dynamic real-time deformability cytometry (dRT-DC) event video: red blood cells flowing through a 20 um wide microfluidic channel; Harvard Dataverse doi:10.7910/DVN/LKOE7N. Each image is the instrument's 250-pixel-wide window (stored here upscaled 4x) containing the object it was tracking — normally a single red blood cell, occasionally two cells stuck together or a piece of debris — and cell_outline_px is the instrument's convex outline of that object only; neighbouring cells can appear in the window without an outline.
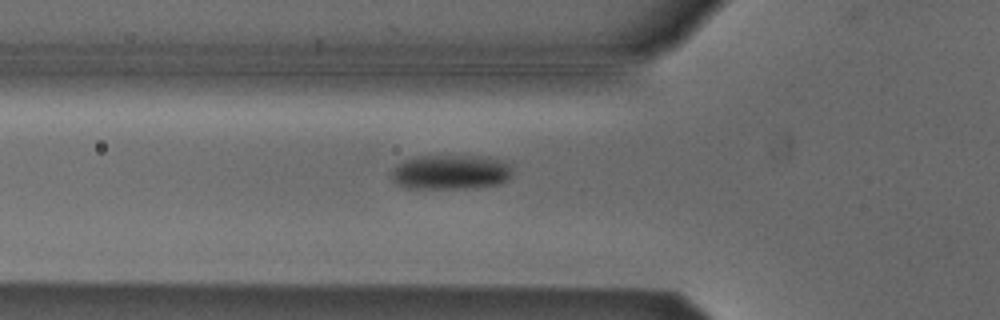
{"species": "Egyptian fruit bat (a non-hibernating species)", "species_latin": "Rousettus aegyptiacus", "temperature_condition": "cold", "stored_images_in_passage": 22, "camera_frame_rate_fps": 3000, "um_per_image_px": 0.085, "animal": {"sex": "male"}, "frame": {"image": 1, "passage_image": 5, "time_ms": 1.333, "image_size_px": [1000, 320], "cell_outline_px": [[512, 176], [508, 180], [500, 184], [472, 188], [404, 188], [396, 184], [388, 176], [392, 168], [404, 160], [416, 156], [488, 156], [512, 160]], "centroid_in_image_um": [38.36, 14.62], "position_along_channel_um": 87.4, "area_um2": 25.37}}
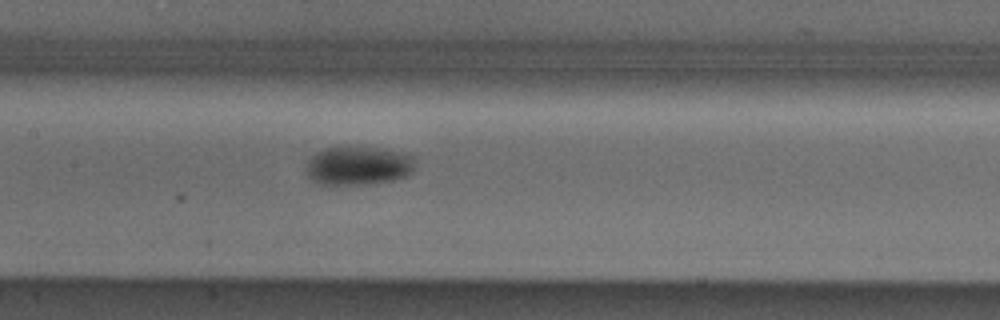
{"frame": {"image": 2, "passage_image": 12, "time_ms": 3.667, "image_size_px": [1000, 320], "cell_outline_px": [[412, 172], [404, 176], [392, 180], [372, 184], [320, 184], [312, 180], [308, 176], [304, 168], [308, 160], [316, 152], [324, 148], [344, 144], [380, 148], [412, 156]], "centroid_in_image_um": [30.35, 14.05], "position_along_channel_um": 177.1, "area_um2": 24.91}}
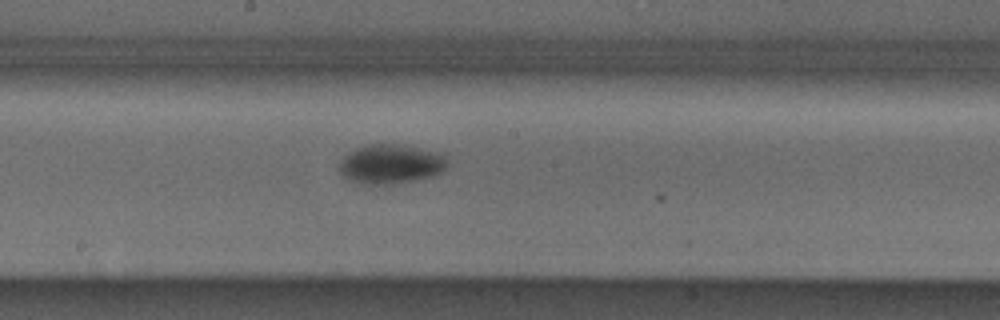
{"frame": {"image": 3, "passage_image": 15, "time_ms": 4.667, "image_size_px": [1000, 320], "cell_outline_px": [[448, 168], [436, 176], [416, 180], [392, 184], [364, 184], [348, 180], [340, 172], [340, 164], [344, 156], [368, 144], [400, 144], [440, 152], [448, 160]], "centroid_in_image_um": [33.3, 13.96], "position_along_channel_um": 214.9, "area_um2": 24.91}}